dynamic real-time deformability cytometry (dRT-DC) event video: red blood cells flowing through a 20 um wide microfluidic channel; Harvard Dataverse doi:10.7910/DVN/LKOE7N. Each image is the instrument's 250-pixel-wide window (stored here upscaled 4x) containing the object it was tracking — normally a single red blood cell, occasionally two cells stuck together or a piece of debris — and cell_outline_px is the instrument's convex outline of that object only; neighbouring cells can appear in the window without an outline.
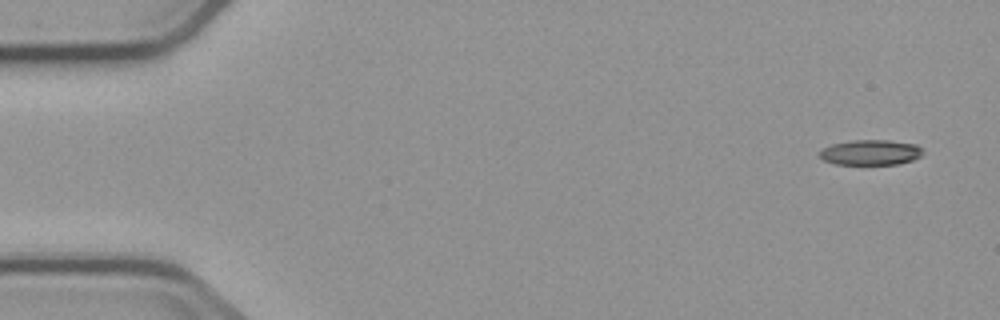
{"species": "common noctule bat (a hibernating species)", "species_latin": "Nyctalus noctula", "temperature_condition": "cold", "stored_images_in_passage": 6, "camera_frame_rate_fps": 3000, "um_per_image_px": 0.085, "animal": {"sex": "male", "body_mass_g": 23.1, "forearm_length_mm": 52.7}, "frame": {"image": 1, "passage_image": 1, "time_ms": 0.0, "image_size_px": [1000, 320], "cell_outline_px": [[924, 152], [920, 156], [912, 160], [896, 164], [836, 164], [824, 160], [820, 156], [820, 148], [832, 144], [852, 140], [888, 140], [916, 144]], "centroid_in_image_um": [73.98, 12.95], "position_along_channel_um": 11.0, "area_um2": 15.14}}
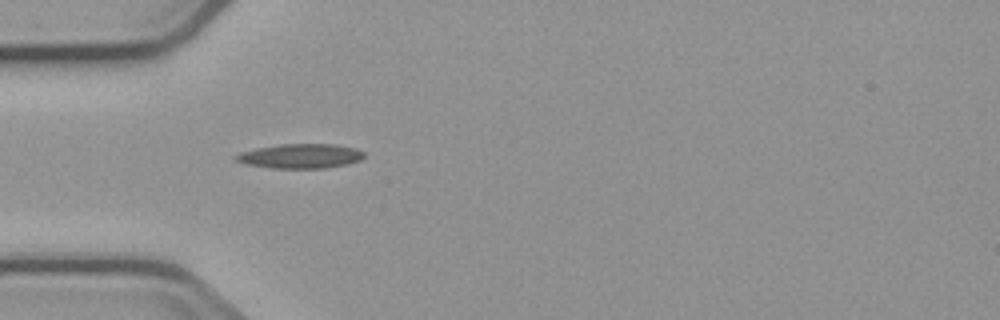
{"frame": {"image": 2, "passage_image": 5, "time_ms": 4.667, "image_size_px": [1000, 320], "cell_outline_px": [[364, 156], [360, 160], [344, 164], [324, 168], [272, 168], [244, 164], [236, 160], [232, 156], [240, 152], [256, 148], [280, 144], [336, 144], [356, 148], [364, 152]], "centroid_in_image_um": [25.49, 13.26], "position_along_channel_um": 59.5, "area_um2": 18.32}}
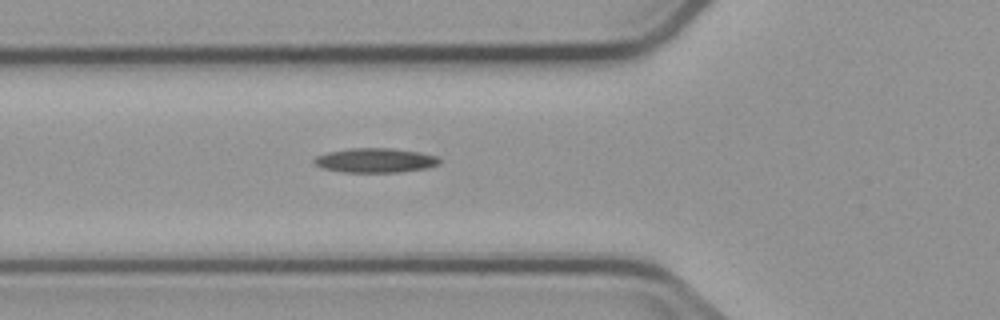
{"frame": {"image": 3, "passage_image": 6, "time_ms": 5.667, "image_size_px": [1000, 320], "cell_outline_px": [[440, 160], [436, 164], [424, 168], [400, 172], [344, 172], [320, 168], [312, 160], [316, 156], [328, 152], [348, 148], [392, 148], [416, 152], [436, 156]], "centroid_in_image_um": [31.81, 13.63], "position_along_channel_um": 94.0, "area_um2": 17.63}}